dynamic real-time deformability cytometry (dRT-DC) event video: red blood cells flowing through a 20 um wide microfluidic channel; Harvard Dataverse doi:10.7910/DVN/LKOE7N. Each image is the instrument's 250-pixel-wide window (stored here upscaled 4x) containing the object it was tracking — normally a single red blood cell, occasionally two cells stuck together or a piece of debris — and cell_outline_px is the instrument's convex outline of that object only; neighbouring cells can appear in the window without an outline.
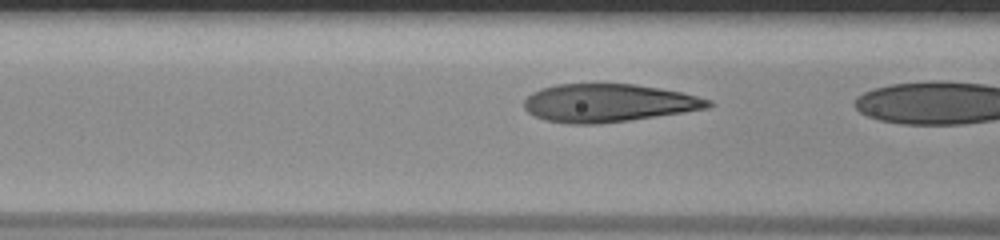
{"species": "human", "species_latin": "Homo sapiens", "temperature_condition": "room temperature", "stored_images_in_passage": 19, "camera_frame_rate_fps": 3000, "um_per_image_px": 0.085, "donor": {"sex": "male"}, "frame": {"image": 1, "passage_image": 18, "time_ms": 5.667, "image_size_px": [1000, 240], "cell_outline_px": [[716, 104], [708, 108], [684, 112], [600, 124], [568, 124], [544, 120], [532, 116], [524, 108], [524, 100], [532, 92], [540, 88], [556, 84], [632, 84], [660, 88], [680, 92], [712, 100]], "centroid_in_image_um": [51.68, 8.76], "position_along_channel_um": 114.9, "area_um2": 40.98}}